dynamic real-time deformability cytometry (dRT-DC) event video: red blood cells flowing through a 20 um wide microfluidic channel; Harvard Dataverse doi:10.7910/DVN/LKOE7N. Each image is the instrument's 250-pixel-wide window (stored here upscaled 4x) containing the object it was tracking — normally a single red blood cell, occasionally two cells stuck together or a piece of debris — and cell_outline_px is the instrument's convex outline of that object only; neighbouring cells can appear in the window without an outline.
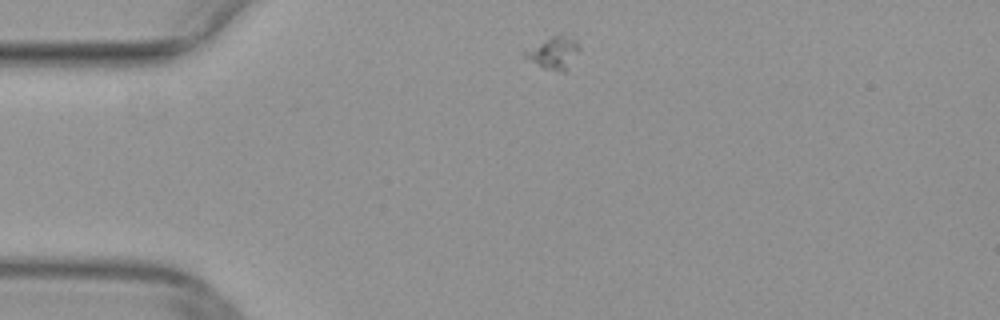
{"species": "common noctule bat (a hibernating species)", "species_latin": "Nyctalus noctula", "temperature_condition": "warm", "stored_images_in_passage": 41, "camera_frame_rate_fps": 3000, "um_per_image_px": 0.085, "animal": {"sex": "female", "body_mass_g": 29.2, "forearm_length_mm": 56.3}, "frame": {"image": 1, "passage_image": 1, "time_ms": 0.0, "image_size_px": [1000, 320], "cell_outline_px": [[580, 52], [564, 72], [560, 72], [544, 68], [528, 60], [520, 52], [552, 36], [564, 36], [576, 40], [580, 44]], "centroid_in_image_um": [47.06, 4.51], "position_along_channel_um": 37.9, "area_um2": 10.17}}